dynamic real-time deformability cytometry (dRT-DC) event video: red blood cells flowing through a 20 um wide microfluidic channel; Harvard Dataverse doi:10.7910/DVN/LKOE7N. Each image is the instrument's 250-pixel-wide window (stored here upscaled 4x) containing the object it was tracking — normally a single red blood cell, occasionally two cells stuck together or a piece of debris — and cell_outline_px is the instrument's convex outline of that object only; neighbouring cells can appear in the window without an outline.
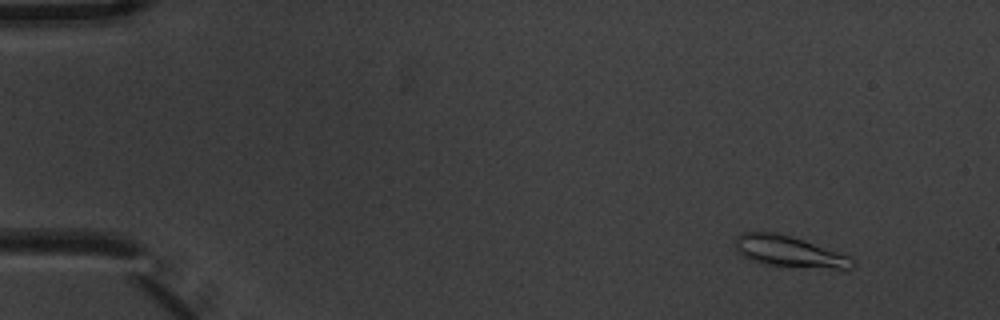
{"species": "common noctule bat (a hibernating species)", "species_latin": "Nyctalus noctula", "temperature_condition": "warm", "stored_images_in_passage": 7, "camera_frame_rate_fps": 3000, "um_per_image_px": 0.085, "animal": {"sex": "male", "body_mass_g": 20.1, "forearm_length_mm": 53.5}, "frame": {"image": 1, "passage_image": 2, "time_ms": 0.333, "image_size_px": [1000, 320], "cell_outline_px": [[856, 264], [852, 268], [836, 268], [768, 264], [752, 260], [736, 252], [736, 236], [740, 232], [776, 232], [804, 240], [852, 256], [856, 260]], "centroid_in_image_um": [67.1, 21.35], "position_along_channel_um": 17.9, "area_um2": 20.92}}
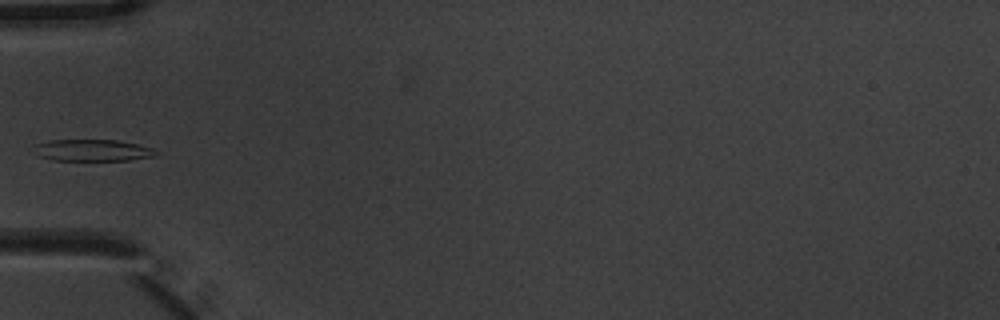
{"frame": {"image": 2, "passage_image": 6, "time_ms": 1.667, "image_size_px": [1000, 320], "cell_outline_px": [[156, 156], [128, 160], [52, 160], [36, 156], [32, 144], [48, 140], [116, 140], [136, 144], [152, 148], [156, 152]], "centroid_in_image_um": [7.76, 12.77], "position_along_channel_um": 77.2, "area_um2": 15.49}}